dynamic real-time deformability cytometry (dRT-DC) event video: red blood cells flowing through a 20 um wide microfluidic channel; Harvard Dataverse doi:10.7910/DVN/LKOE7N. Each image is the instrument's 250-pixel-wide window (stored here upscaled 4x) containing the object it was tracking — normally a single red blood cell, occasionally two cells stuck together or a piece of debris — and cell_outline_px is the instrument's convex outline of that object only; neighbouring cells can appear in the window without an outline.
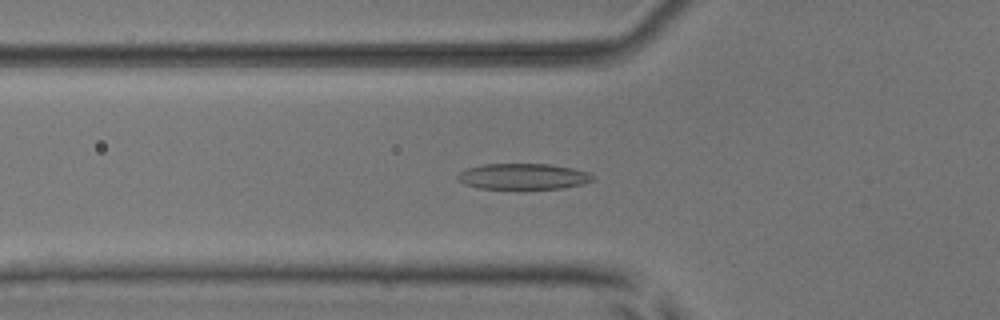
{"species": "common noctule bat (a hibernating species)", "species_latin": "Nyctalus noctula", "temperature_condition": "room temperature", "stored_images_in_passage": 24, "camera_frame_rate_fps": 3000, "um_per_image_px": 0.085, "animal": {"sex": "male", "body_mass_g": 17.9, "forearm_length_mm": 54.2}, "frame": {"image": 1, "passage_image": 14, "time_ms": 4.333, "image_size_px": [1000, 320], "cell_outline_px": [[596, 180], [584, 184], [564, 188], [480, 188], [464, 184], [456, 180], [456, 176], [460, 172], [468, 168], [484, 164], [552, 164], [572, 168], [588, 172], [596, 176]], "centroid_in_image_um": [44.52, 14.99], "position_along_channel_um": 81.3, "area_um2": 20.46}}
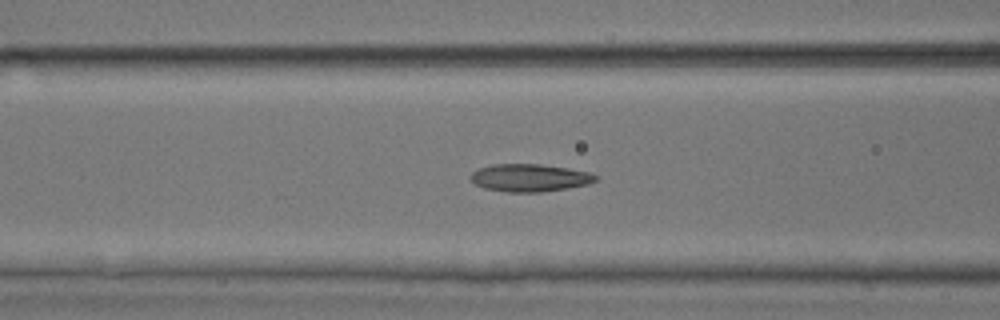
{"frame": {"image": 2, "passage_image": 17, "time_ms": 5.333, "image_size_px": [1000, 320], "cell_outline_px": [[600, 176], [596, 180], [588, 184], [568, 188], [540, 192], [504, 192], [484, 188], [476, 184], [468, 176], [472, 172], [480, 168], [492, 164], [540, 164], [568, 168], [588, 172]], "centroid_in_image_um": [45.02, 15.11], "position_along_channel_um": 121.6, "area_um2": 20.17}}
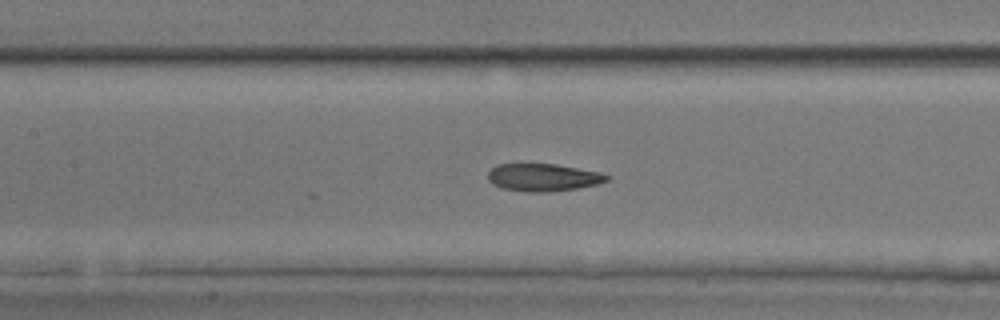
{"frame": {"image": 3, "passage_image": 20, "time_ms": 6.333, "image_size_px": [1000, 320], "cell_outline_px": [[608, 180], [596, 184], [576, 188], [544, 192], [528, 192], [504, 188], [492, 184], [488, 180], [488, 172], [496, 164], [556, 164], [600, 172], [608, 176]], "centroid_in_image_um": [46.13, 15.07], "position_along_channel_um": 161.3, "area_um2": 18.84}}